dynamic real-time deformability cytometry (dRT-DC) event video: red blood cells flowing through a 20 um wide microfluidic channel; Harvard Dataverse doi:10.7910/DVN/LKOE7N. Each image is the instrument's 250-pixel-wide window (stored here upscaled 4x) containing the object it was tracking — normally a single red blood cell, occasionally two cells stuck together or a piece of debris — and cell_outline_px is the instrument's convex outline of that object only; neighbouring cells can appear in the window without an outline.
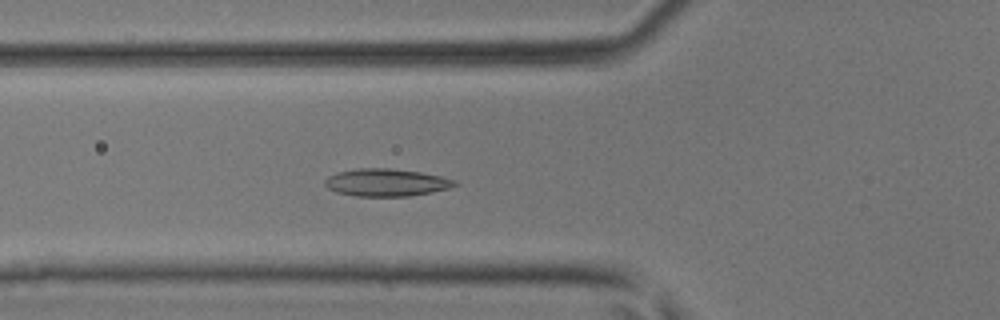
{"species": "common noctule bat (a hibernating species)", "species_latin": "Nyctalus noctula", "temperature_condition": "room temperature", "stored_images_in_passage": 25, "camera_frame_rate_fps": 3000, "um_per_image_px": 0.085, "animal": {"sex": "male", "body_mass_g": 17.9, "forearm_length_mm": 54.2}, "frame": {"image": 1, "passage_image": 14, "time_ms": 4.333, "image_size_px": [1000, 320], "cell_outline_px": [[460, 184], [448, 188], [432, 192], [408, 196], [356, 196], [336, 192], [328, 188], [324, 184], [324, 180], [328, 176], [336, 172], [356, 168], [388, 168], [420, 172], [440, 176], [456, 180]], "centroid_in_image_um": [32.81, 15.51], "position_along_channel_um": 93.0, "area_um2": 20.87}}
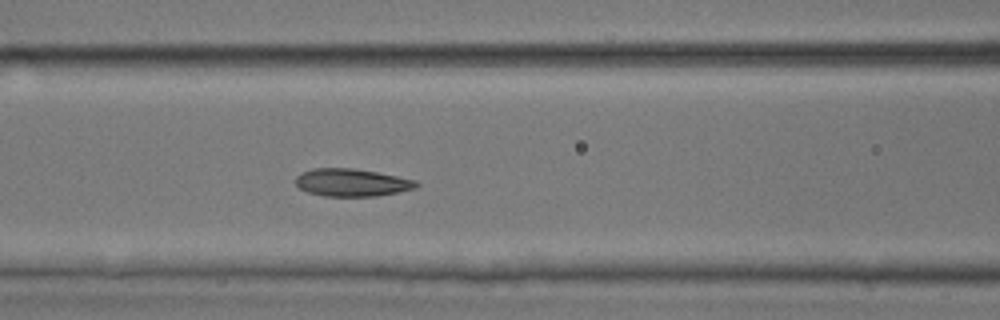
{"frame": {"image": 2, "passage_image": 17, "time_ms": 5.333, "image_size_px": [1000, 320], "cell_outline_px": [[420, 184], [416, 188], [376, 196], [324, 196], [308, 192], [300, 188], [296, 184], [296, 176], [300, 172], [312, 168], [352, 168], [376, 172], [416, 180]], "centroid_in_image_um": [29.88, 15.51], "position_along_channel_um": 136.7, "area_um2": 19.36}}